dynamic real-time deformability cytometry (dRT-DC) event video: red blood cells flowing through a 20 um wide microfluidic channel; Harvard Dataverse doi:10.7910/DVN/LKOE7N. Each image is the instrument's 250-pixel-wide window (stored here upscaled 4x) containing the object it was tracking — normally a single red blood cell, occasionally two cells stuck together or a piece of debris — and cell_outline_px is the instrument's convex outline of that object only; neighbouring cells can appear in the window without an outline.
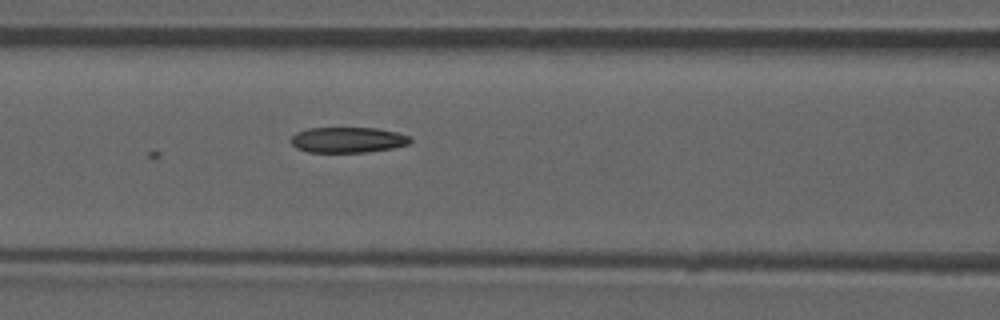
{"species": "common noctule bat (a hibernating species)", "species_latin": "Nyctalus noctula", "temperature_condition": "room temperature", "stored_images_in_passage": 6, "camera_frame_rate_fps": 3000, "um_per_image_px": 0.085, "animal": {"sex": "male", "forearm_length_mm": 52.5}, "frame": {"image": 1, "passage_image": 6, "time_ms": 5.667, "image_size_px": [1000, 320], "cell_outline_px": [[412, 140], [408, 144], [392, 148], [368, 152], [308, 152], [296, 148], [288, 140], [296, 132], [308, 128], [376, 128], [396, 132], [408, 136]], "centroid_in_image_um": [29.52, 11.89], "position_along_channel_um": 137.1, "area_um2": 17.8}}